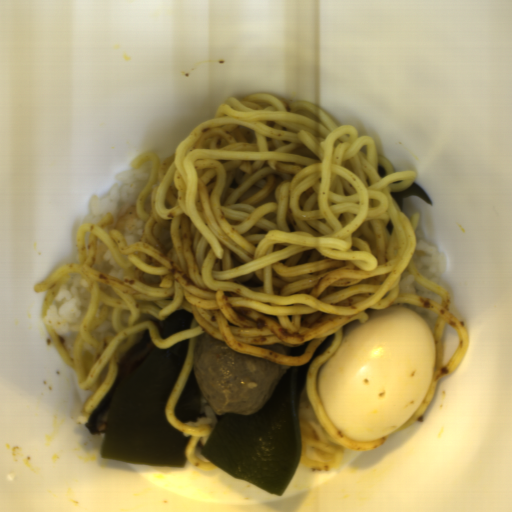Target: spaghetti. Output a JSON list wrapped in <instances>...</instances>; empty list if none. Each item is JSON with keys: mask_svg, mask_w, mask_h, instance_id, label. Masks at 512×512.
<instances>
[{"mask_svg": "<svg viewBox=\"0 0 512 512\" xmlns=\"http://www.w3.org/2000/svg\"><path fill=\"white\" fill-rule=\"evenodd\" d=\"M150 162L135 209L146 242L127 244L122 231L82 223L74 237L77 262H64L33 285L44 292L40 318L46 343L88 395L77 417L87 424L111 392L121 358L146 331L155 347L188 340L185 358L165 401L166 422L189 438L184 454L197 468H219L194 457L197 442L207 445L214 427L178 420L175 405L191 372L199 336L223 341L233 350L288 367L309 362L330 334L333 340L308 367L297 409L300 465L314 473L341 466L344 451H367L386 437L358 442L345 437L327 416L317 393L322 365L338 350L344 326L369 320L365 310L408 303L437 315L436 354L428 391L401 426L426 412L437 382L456 370L469 343L460 317L449 309L444 287L416 267L418 212L411 218L392 192L410 187L414 170L395 171L378 153L371 135L339 124L319 105L283 101L262 92L235 96L213 117L199 122L159 158L144 151L130 162ZM386 167L381 178L377 166ZM113 252L125 280H113L102 262ZM410 271L440 303L400 293L399 280ZM89 286L69 348L46 311L57 290L74 277ZM114 335L92 331L112 308ZM191 312V328L162 337L155 325L177 311ZM310 343V344H309ZM254 344L298 347L297 356Z\"/></svg>", "mask_w": 512, "mask_h": 512, "instance_id": "1", "label": "spaghetti"}]
</instances>
